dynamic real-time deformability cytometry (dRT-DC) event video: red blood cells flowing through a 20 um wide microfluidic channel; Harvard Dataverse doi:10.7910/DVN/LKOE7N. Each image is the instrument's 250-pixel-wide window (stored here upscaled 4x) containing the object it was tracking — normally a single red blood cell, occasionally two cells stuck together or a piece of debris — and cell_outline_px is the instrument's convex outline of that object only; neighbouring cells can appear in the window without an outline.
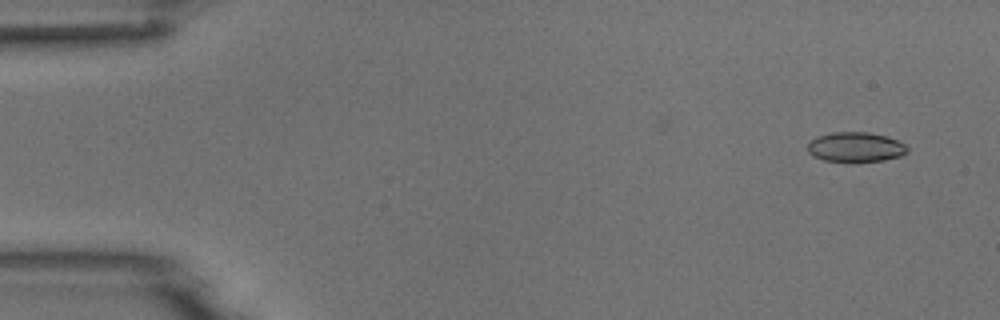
{"species": "common noctule bat (a hibernating species)", "species_latin": "Nyctalus noctula", "temperature_condition": "room temperature", "stored_images_in_passage": 7, "camera_frame_rate_fps": 3000, "um_per_image_px": 0.085, "animal": {"sex": "male", "body_mass_g": 18.8}, "frame": {"image": 1, "passage_image": 2, "time_ms": 1.0, "image_size_px": [1000, 320], "cell_outline_px": [[908, 152], [900, 156], [884, 160], [824, 160], [812, 156], [808, 152], [808, 144], [816, 136], [832, 132], [868, 132], [884, 136], [896, 140], [904, 144], [908, 148]], "centroid_in_image_um": [72.71, 12.48], "position_along_channel_um": 12.3, "area_um2": 16.88}}
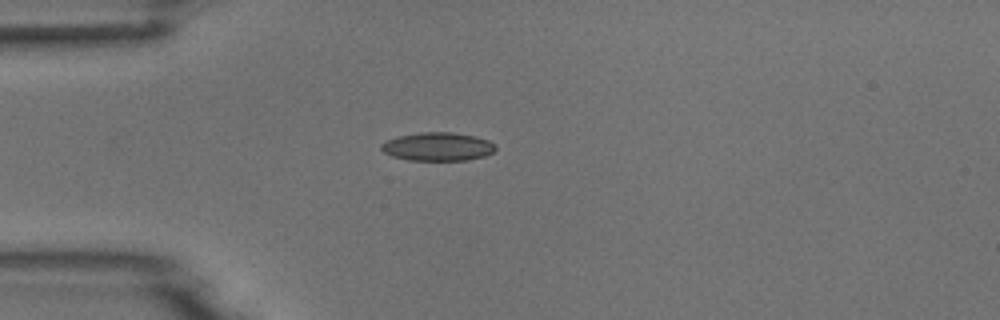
{"frame": {"image": 2, "passage_image": 5, "time_ms": 4.667, "image_size_px": [1000, 320], "cell_outline_px": [[496, 148], [492, 152], [484, 156], [468, 160], [408, 160], [392, 156], [384, 152], [380, 148], [380, 144], [396, 136], [420, 132], [452, 132], [472, 136], [488, 140], [496, 144]], "centroid_in_image_um": [37.19, 12.46], "position_along_channel_um": 47.8, "area_um2": 18.9}}